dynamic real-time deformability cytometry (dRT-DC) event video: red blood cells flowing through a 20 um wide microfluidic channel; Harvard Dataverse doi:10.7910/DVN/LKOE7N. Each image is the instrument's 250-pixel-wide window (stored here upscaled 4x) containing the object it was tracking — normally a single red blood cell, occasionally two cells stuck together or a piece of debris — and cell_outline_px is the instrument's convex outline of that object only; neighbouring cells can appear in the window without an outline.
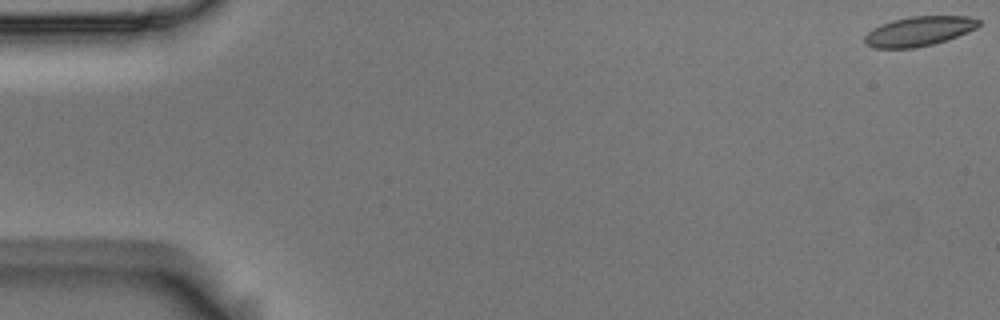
{"species": "Egyptian fruit bat (a non-hibernating species)", "species_latin": "Rousettus aegyptiacus", "temperature_condition": "room temperature", "stored_images_in_passage": 5, "camera_frame_rate_fps": 3000, "um_per_image_px": 0.085, "animal": {"sex": "male"}, "frame": {"image": 1, "passage_image": 1, "time_ms": 0.0, "image_size_px": [1000, 320], "cell_outline_px": [[980, 24], [976, 28], [956, 36], [932, 44], [916, 48], [872, 48], [864, 44], [864, 36], [872, 28], [880, 24], [892, 20], [912, 16], [968, 16], [980, 20]], "centroid_in_image_um": [78.05, 2.65], "position_along_channel_um": 6.9, "area_um2": 19.65}}
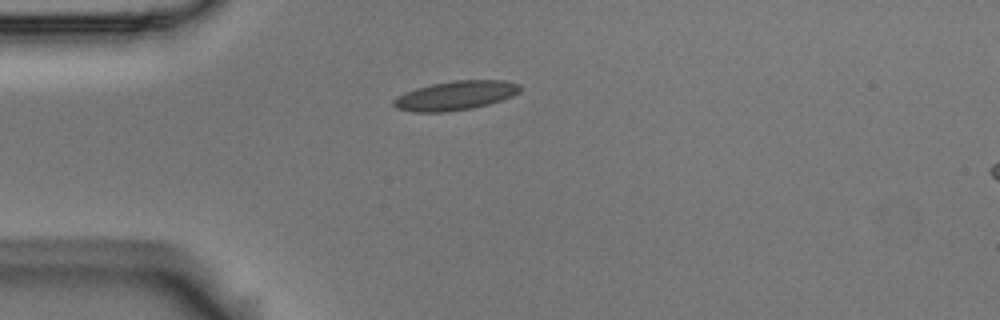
{"frame": {"image": 2, "passage_image": 5, "time_ms": 1.333, "image_size_px": [1000, 320], "cell_outline_px": [[520, 92], [512, 96], [488, 104], [472, 108], [444, 112], [412, 112], [396, 108], [392, 104], [392, 100], [396, 96], [404, 92], [416, 88], [432, 84], [456, 80], [504, 80], [520, 84]], "centroid_in_image_um": [38.68, 8.12], "position_along_channel_um": 46.3, "area_um2": 21.5}}